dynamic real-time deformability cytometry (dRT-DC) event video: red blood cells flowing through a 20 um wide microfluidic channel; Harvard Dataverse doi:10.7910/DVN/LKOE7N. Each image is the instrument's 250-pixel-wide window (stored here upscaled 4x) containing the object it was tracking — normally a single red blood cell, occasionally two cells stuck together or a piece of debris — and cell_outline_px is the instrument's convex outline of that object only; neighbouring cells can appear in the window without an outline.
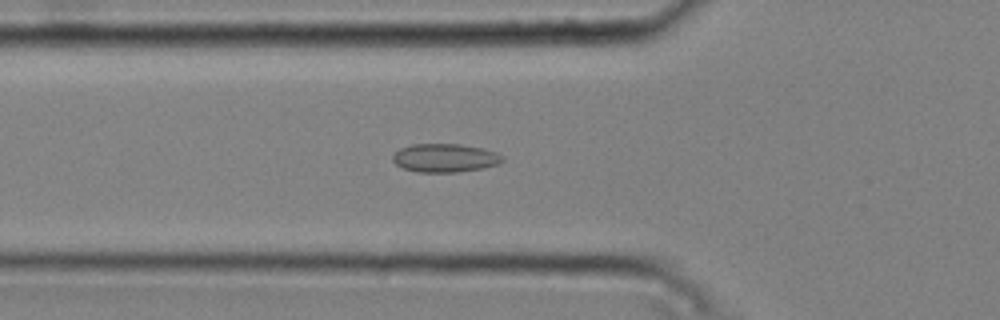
{"species": "common noctule bat (a hibernating species)", "species_latin": "Nyctalus noctula", "temperature_condition": "cold", "stored_images_in_passage": 50, "camera_frame_rate_fps": 3000, "um_per_image_px": 0.085, "animal": {"sex": "male", "body_mass_g": 20.4}, "frame": {"image": 1, "passage_image": 17, "time_ms": 5.333, "image_size_px": [1000, 320], "cell_outline_px": [[504, 160], [500, 164], [484, 168], [456, 172], [416, 172], [404, 168], [396, 164], [392, 160], [392, 156], [400, 148], [412, 144], [460, 144], [480, 148], [496, 152], [504, 156]], "centroid_in_image_um": [37.84, 13.43], "position_along_channel_um": 88.0, "area_um2": 18.26}}
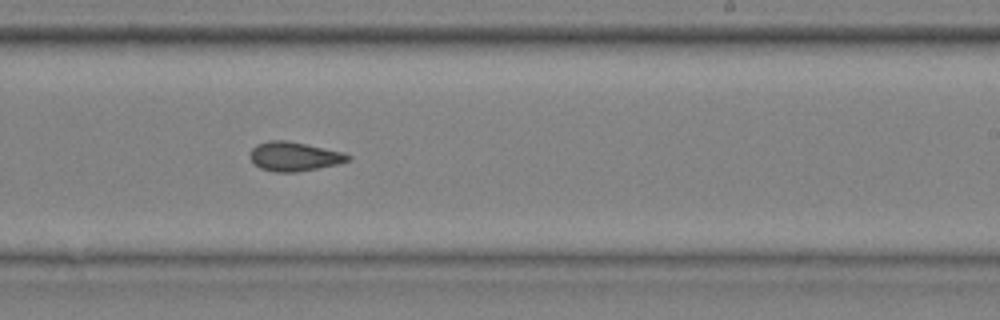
{"frame": {"image": 2, "passage_image": 31, "time_ms": 10.0, "image_size_px": [1000, 320], "cell_outline_px": [[352, 160], [320, 168], [296, 172], [276, 172], [260, 168], [248, 156], [252, 148], [256, 144], [268, 140], [284, 140], [344, 152], [352, 156]], "centroid_in_image_um": [25.01, 13.3], "position_along_channel_um": 264.0, "area_um2": 16.65}}
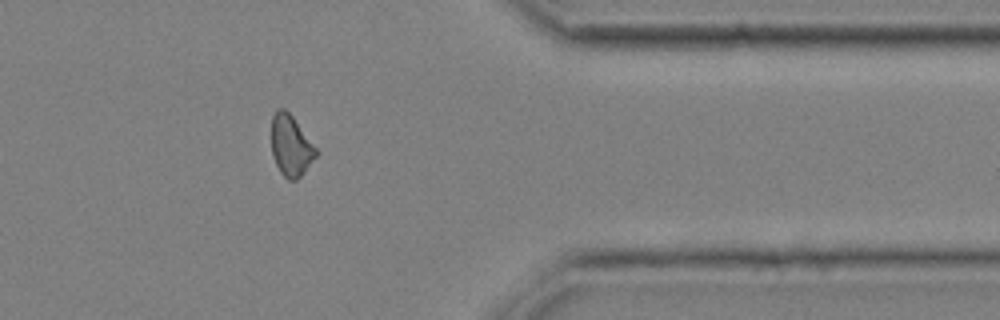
{"frame": {"image": 3, "passage_image": 42, "time_ms": 13.667, "image_size_px": [1000, 320], "cell_outline_px": [[316, 156], [304, 172], [296, 180], [288, 180], [280, 172], [272, 156], [272, 116], [276, 108], [284, 108], [292, 116], [316, 148]], "centroid_in_image_um": [24.69, 12.38], "position_along_channel_um": 386.7, "area_um2": 15.61}, "authors_computed_cell_mechanics": {"area_um2": 16.762, "velocity_mm_per_s": 3.7757, "shape_relaxation_time_tau1_ms": null, "shape_relaxation_time_tau2_ms": 3.7387, "deformation_change_tau1": null, "deformation_change_tau2": 0.0887}}